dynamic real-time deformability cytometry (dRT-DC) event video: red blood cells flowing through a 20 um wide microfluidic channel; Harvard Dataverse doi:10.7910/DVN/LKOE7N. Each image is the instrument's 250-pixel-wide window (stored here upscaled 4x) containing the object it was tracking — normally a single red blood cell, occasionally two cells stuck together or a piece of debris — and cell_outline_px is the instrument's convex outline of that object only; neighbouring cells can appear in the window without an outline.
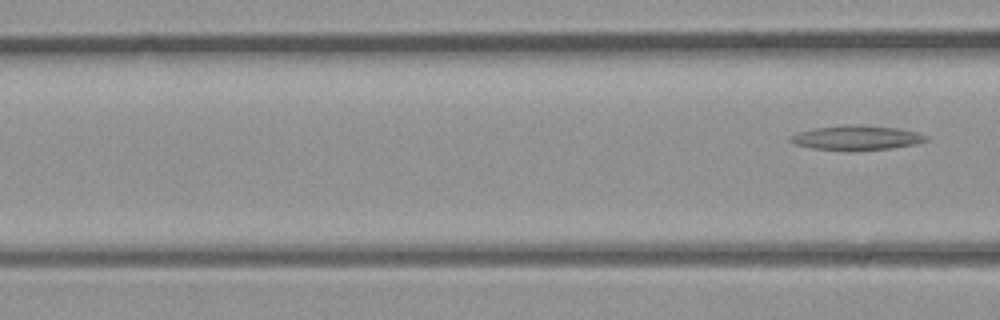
{"species": "common noctule bat (a hibernating species)", "species_latin": "Nyctalus noctula", "temperature_condition": "room temperature", "stored_images_in_passage": 3, "segment_of_instrument_passage": [2, 2], "camera_frame_rate_fps": 3000, "um_per_image_px": 0.085, "animal": {"sex": "male", "body_mass_g": 23.1, "forearm_length_mm": 52.7}, "frame": {"image": 1, "passage_image": 3, "time_ms": 0.667, "image_size_px": [1000, 320], "cell_outline_px": [[928, 140], [916, 144], [892, 148], [812, 148], [796, 144], [788, 140], [792, 136], [800, 132], [816, 128], [848, 124], [856, 124], [896, 128], [916, 132], [928, 136]], "centroid_in_image_um": [72.86, 11.67], "position_along_channel_um": 93.7, "area_um2": 18.38}}